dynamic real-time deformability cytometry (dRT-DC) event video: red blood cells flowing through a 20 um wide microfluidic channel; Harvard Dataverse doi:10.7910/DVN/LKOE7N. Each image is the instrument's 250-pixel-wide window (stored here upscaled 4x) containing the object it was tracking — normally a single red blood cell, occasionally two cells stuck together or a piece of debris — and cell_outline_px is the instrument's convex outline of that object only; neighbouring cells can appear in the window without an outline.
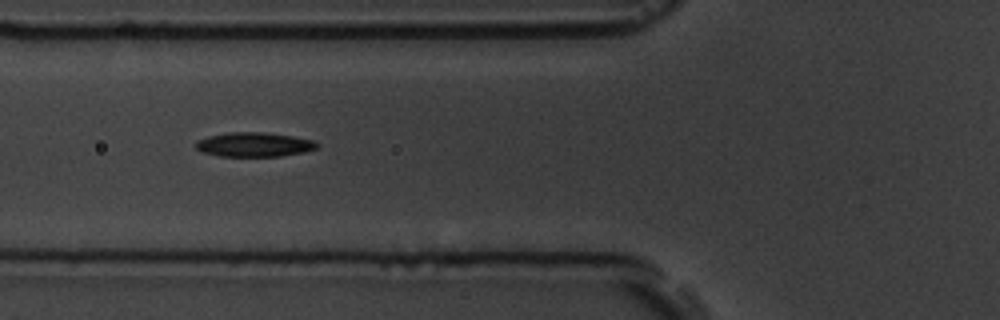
{"species": "common noctule bat (a hibernating species)", "species_latin": "Nyctalus noctula", "temperature_condition": "room temperature", "stored_images_in_passage": 8, "camera_frame_rate_fps": 3000, "um_per_image_px": 0.085, "animal": {"sex": "male", "body_mass_g": 19.5, "forearm_length_mm": 54.6}, "frame": {"image": 1, "passage_image": 7, "time_ms": 7.0, "image_size_px": [1000, 320], "cell_outline_px": [[320, 144], [316, 148], [304, 152], [280, 156], [220, 156], [204, 152], [196, 148], [196, 140], [208, 136], [228, 132], [264, 132], [292, 136], [312, 140]], "centroid_in_image_um": [21.6, 12.28], "position_along_channel_um": 104.2, "area_um2": 17.11}}
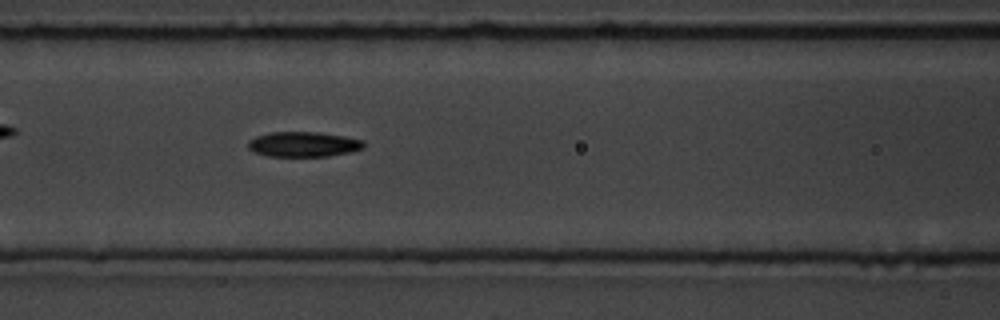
{"frame": {"image": 2, "passage_image": 8, "time_ms": 8.0, "image_size_px": [1000, 320], "cell_outline_px": [[364, 148], [348, 152], [328, 156], [268, 156], [252, 152], [248, 148], [248, 140], [256, 136], [268, 132], [316, 132], [344, 136], [364, 140]], "centroid_in_image_um": [25.75, 12.26], "position_along_channel_um": 140.9, "area_um2": 16.94}}